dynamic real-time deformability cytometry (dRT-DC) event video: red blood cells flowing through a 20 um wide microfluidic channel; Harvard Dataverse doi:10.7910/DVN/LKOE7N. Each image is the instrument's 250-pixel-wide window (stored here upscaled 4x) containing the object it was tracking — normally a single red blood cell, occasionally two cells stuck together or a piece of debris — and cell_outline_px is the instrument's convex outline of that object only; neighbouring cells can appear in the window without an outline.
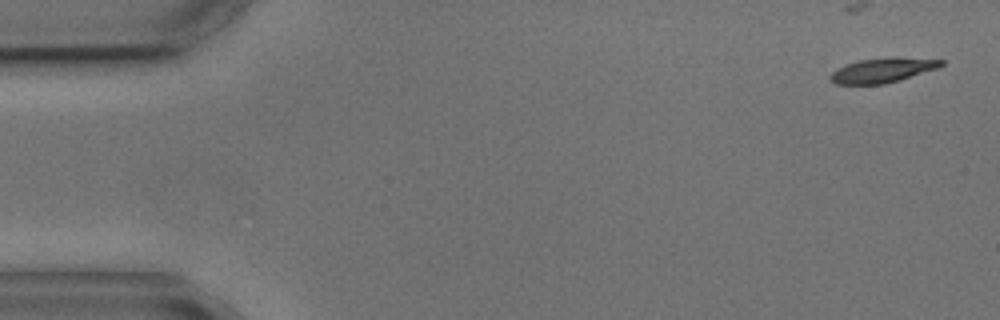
{"species": "common noctule bat (a hibernating species)", "species_latin": "Nyctalus noctula", "temperature_condition": "cold", "stored_images_in_passage": 5, "camera_frame_rate_fps": 3000, "um_per_image_px": 0.085, "animal": {"sex": "male", "body_mass_g": 17.9, "forearm_length_mm": 54.2}, "frame": {"image": 1, "passage_image": 1, "time_ms": 0.0, "image_size_px": [1000, 320], "cell_outline_px": [[944, 64], [940, 68], [900, 80], [884, 84], [836, 84], [828, 76], [836, 68], [860, 60], [892, 56], [896, 56], [944, 60]], "centroid_in_image_um": [75.08, 5.96], "position_along_channel_um": 9.9, "area_um2": 16.13}}
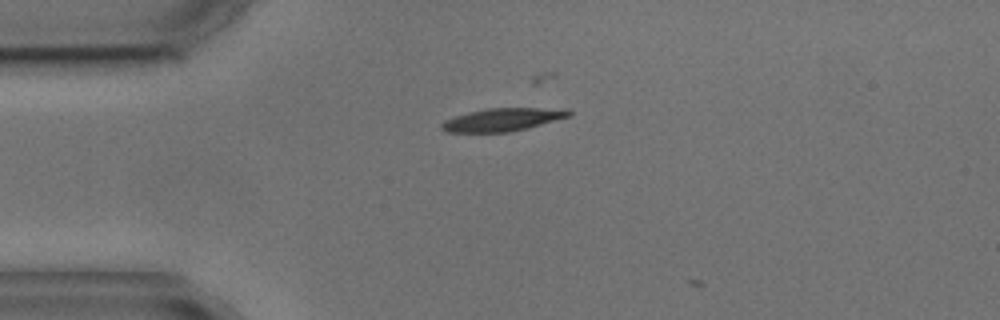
{"frame": {"image": 2, "passage_image": 4, "time_ms": 3.667, "image_size_px": [1000, 320], "cell_outline_px": [[572, 116], [512, 132], [448, 132], [440, 128], [440, 124], [444, 120], [468, 112], [488, 108], [568, 108], [572, 112]], "centroid_in_image_um": [42.77, 10.16], "position_along_channel_um": 42.2, "area_um2": 17.17}}